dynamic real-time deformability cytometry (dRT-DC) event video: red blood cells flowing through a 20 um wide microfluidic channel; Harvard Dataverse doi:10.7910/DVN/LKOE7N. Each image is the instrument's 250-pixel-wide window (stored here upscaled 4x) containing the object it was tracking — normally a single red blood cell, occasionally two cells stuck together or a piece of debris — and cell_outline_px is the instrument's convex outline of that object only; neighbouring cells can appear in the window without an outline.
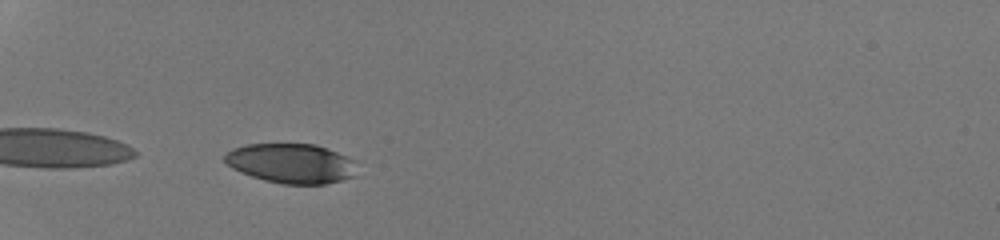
{"species": "human", "species_latin": "Homo sapiens", "temperature_condition": "room temperature", "stored_images_in_passage": 34, "camera_frame_rate_fps": 3000, "um_per_image_px": 0.085, "donor": {"sex": "male"}, "frame": {"image": 1, "passage_image": 2, "time_ms": 0.333, "image_size_px": [1000, 240], "cell_outline_px": [[356, 176], [324, 184], [284, 184], [264, 180], [240, 172], [232, 168], [224, 160], [224, 156], [232, 148], [244, 144], [316, 144], [328, 148], [356, 160]], "centroid_in_image_um": [24.78, 13.88], "position_along_channel_um": 60.2, "area_um2": 30.75}}
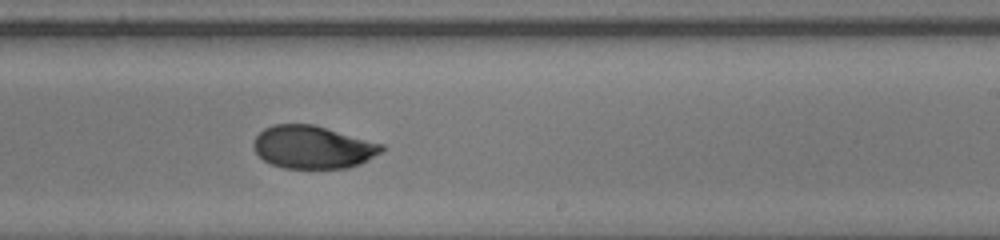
{"frame": {"image": 2, "passage_image": 18, "time_ms": 5.667, "image_size_px": [1000, 240], "cell_outline_px": [[384, 148], [380, 152], [368, 160], [360, 164], [348, 168], [284, 168], [272, 164], [264, 160], [256, 152], [252, 144], [256, 136], [264, 128], [272, 124], [312, 124], [384, 144]], "centroid_in_image_um": [26.58, 12.5], "position_along_channel_um": 262.4, "area_um2": 31.85}}
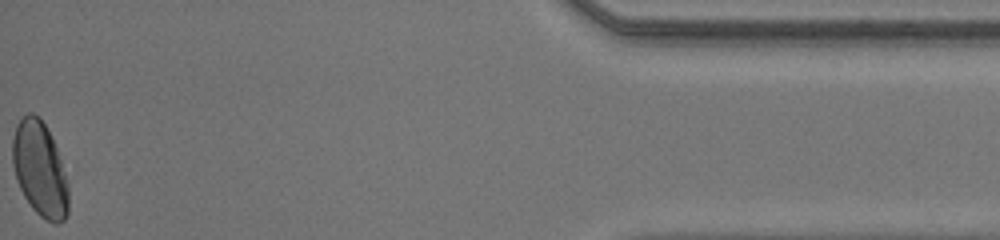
{"frame": {"image": 3, "passage_image": 34, "time_ms": 11.0, "image_size_px": [1000, 240], "cell_outline_px": [[68, 212], [64, 220], [60, 224], [56, 224], [44, 220], [32, 208], [24, 196], [16, 180], [12, 164], [12, 136], [16, 124], [28, 112], [32, 112], [40, 116], [56, 148], [68, 184]], "centroid_in_image_um": [3.36, 14.39], "position_along_channel_um": 431.8, "area_um2": 30.98}, "authors_computed_cell_mechanics": {"area_um2": 32.657, "velocity_mm_per_s": 4.337, "shape_relaxation_time_tau1_ms": 4.569, "shape_relaxation_time_tau2_ms": 1.1102, "deformation_change_tau1": 0.1408, "deformation_change_tau2": 0.0406}}